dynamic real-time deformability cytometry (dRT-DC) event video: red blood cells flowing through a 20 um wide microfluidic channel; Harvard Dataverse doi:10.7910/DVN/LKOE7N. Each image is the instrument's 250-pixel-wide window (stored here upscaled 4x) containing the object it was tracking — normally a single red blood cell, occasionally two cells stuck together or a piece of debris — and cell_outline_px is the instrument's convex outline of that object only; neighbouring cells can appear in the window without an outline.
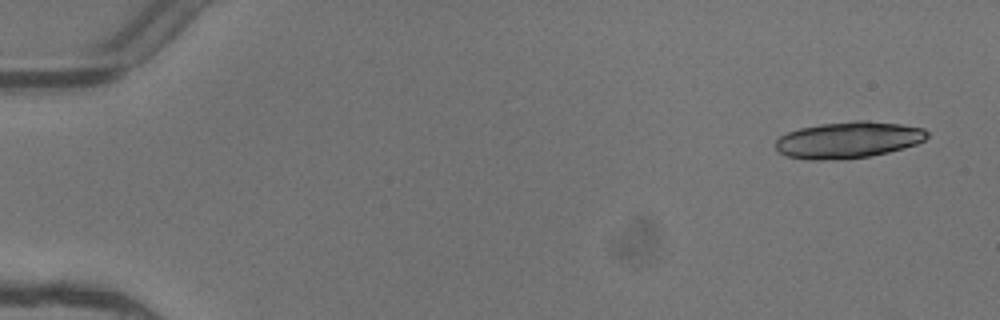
{"species": "common noctule bat (a hibernating species)", "species_latin": "Nyctalus noctula", "temperature_condition": "warm", "stored_images_in_passage": 6, "camera_frame_rate_fps": 3000, "um_per_image_px": 0.085, "animal": {"sex": "female"}, "frame": {"image": 1, "passage_image": 1, "time_ms": 0.0, "image_size_px": [1000, 320], "cell_outline_px": [[928, 136], [924, 140], [916, 144], [904, 148], [888, 152], [868, 156], [832, 160], [808, 160], [788, 156], [780, 152], [776, 148], [776, 140], [780, 136], [788, 132], [800, 128], [820, 124], [856, 120], [868, 120], [900, 124], [924, 128], [928, 132]], "centroid_in_image_um": [72.12, 11.88], "position_along_channel_um": 12.9, "area_um2": 32.19}}
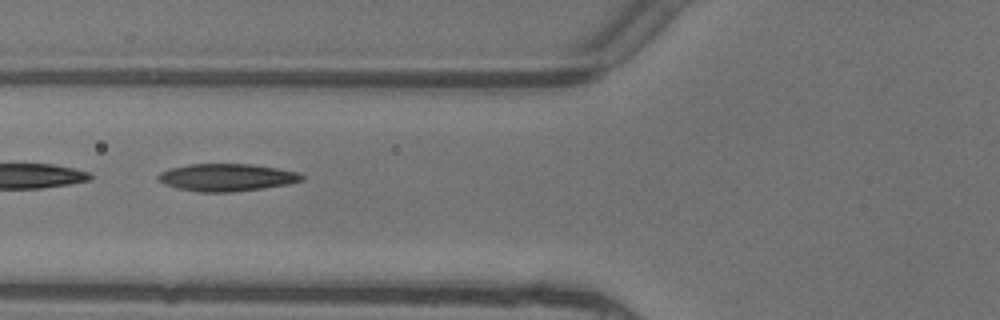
{"frame": {"image": 2, "passage_image": 6, "time_ms": 1.667, "image_size_px": [1000, 320], "cell_outline_px": [[304, 180], [288, 184], [264, 188], [232, 192], [200, 192], [176, 188], [164, 184], [156, 180], [156, 176], [160, 172], [168, 168], [188, 164], [252, 164], [300, 172], [304, 176]], "centroid_in_image_um": [19.24, 15.08], "position_along_channel_um": 106.6, "area_um2": 23.24}}